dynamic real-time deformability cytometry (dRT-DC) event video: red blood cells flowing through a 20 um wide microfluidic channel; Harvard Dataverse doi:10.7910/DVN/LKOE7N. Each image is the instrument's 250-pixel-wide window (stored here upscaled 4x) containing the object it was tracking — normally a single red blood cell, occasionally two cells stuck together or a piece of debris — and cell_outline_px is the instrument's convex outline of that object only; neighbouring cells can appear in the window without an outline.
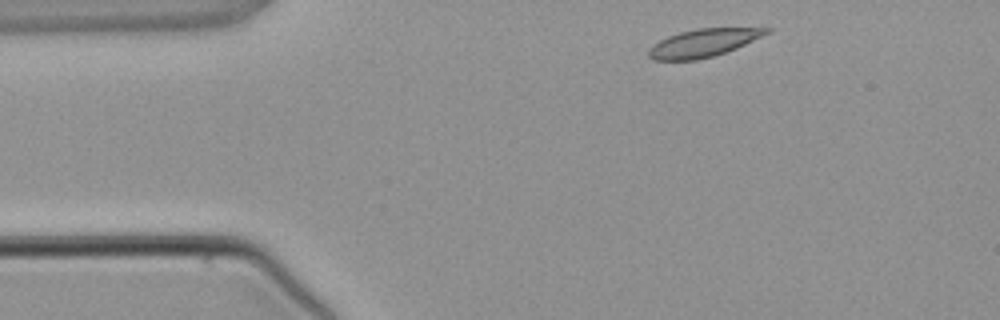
{"species": "common noctule bat (a hibernating species)", "species_latin": "Nyctalus noctula", "temperature_condition": "warm", "stored_images_in_passage": 3, "camera_frame_rate_fps": 3000, "um_per_image_px": 0.085, "animal": {"sex": "male", "body_mass_g": 21.5, "forearm_length_mm": 52.0}, "frame": {"image": 1, "passage_image": 1, "time_ms": 0.0, "image_size_px": [1000, 320], "cell_outline_px": [[772, 32], [736, 48], [712, 56], [696, 60], [652, 60], [648, 56], [648, 48], [652, 44], [668, 36], [680, 32], [696, 28], [772, 28]], "centroid_in_image_um": [59.76, 3.64], "position_along_channel_um": 25.2, "area_um2": 19.13}}
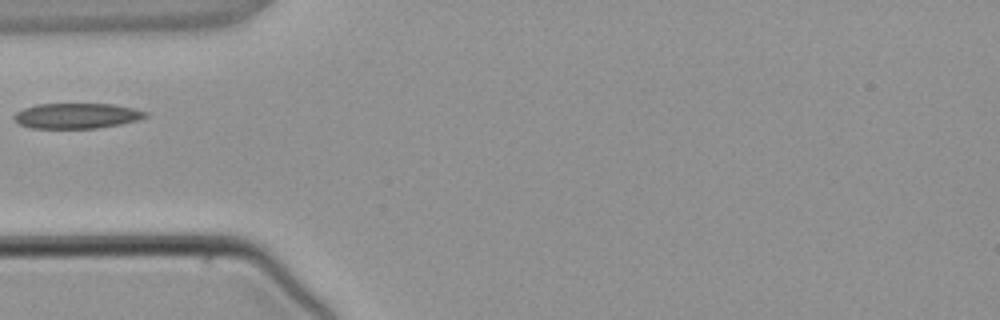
{"frame": {"image": 2, "passage_image": 3, "time_ms": 2.333, "image_size_px": [1000, 320], "cell_outline_px": [[148, 116], [136, 120], [120, 124], [96, 128], [32, 128], [20, 124], [12, 116], [16, 112], [24, 108], [36, 104], [112, 104], [132, 108], [148, 112]], "centroid_in_image_um": [6.51, 9.84], "position_along_channel_um": 78.5, "area_um2": 19.25}}